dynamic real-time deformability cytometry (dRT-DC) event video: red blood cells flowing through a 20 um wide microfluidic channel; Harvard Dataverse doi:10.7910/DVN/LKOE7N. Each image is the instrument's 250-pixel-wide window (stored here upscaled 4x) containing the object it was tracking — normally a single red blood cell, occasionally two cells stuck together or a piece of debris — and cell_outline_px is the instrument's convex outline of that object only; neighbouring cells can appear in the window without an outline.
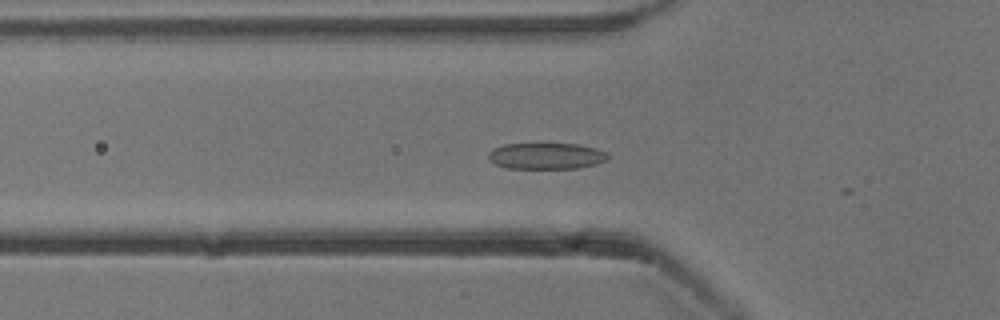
{"species": "common noctule bat (a hibernating species)", "species_latin": "Nyctalus noctula", "temperature_condition": "cold", "stored_images_in_passage": 8, "camera_frame_rate_fps": 3000, "um_per_image_px": 0.085, "animal": {"sex": "male", "body_mass_g": 13.3}, "frame": {"image": 1, "passage_image": 3, "time_ms": 0.667, "image_size_px": [1000, 320], "cell_outline_px": [[608, 160], [596, 164], [576, 168], [508, 168], [496, 164], [488, 156], [488, 152], [492, 148], [504, 144], [540, 140], [580, 144], [596, 148], [608, 152]], "centroid_in_image_um": [46.44, 13.18], "position_along_channel_um": 79.4, "area_um2": 19.36}}
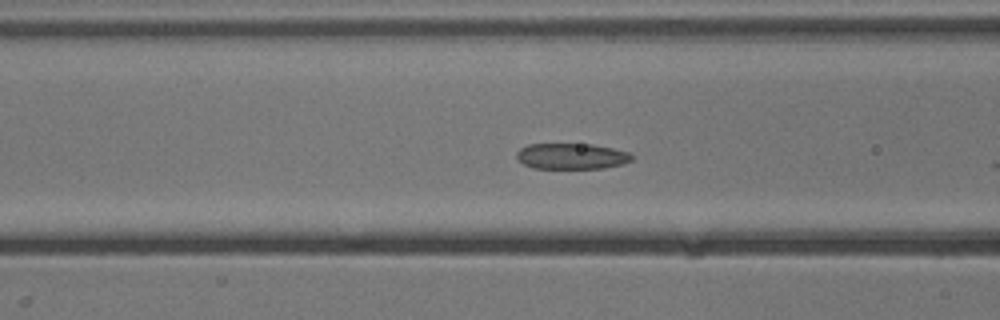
{"frame": {"image": 2, "passage_image": 6, "time_ms": 1.667, "image_size_px": [1000, 320], "cell_outline_px": [[632, 160], [624, 164], [604, 168], [532, 168], [524, 164], [516, 156], [516, 152], [520, 148], [528, 144], [592, 144], [612, 148], [628, 152], [632, 156]], "centroid_in_image_um": [48.58, 13.28], "position_along_channel_um": 118.0, "area_um2": 17.34}}